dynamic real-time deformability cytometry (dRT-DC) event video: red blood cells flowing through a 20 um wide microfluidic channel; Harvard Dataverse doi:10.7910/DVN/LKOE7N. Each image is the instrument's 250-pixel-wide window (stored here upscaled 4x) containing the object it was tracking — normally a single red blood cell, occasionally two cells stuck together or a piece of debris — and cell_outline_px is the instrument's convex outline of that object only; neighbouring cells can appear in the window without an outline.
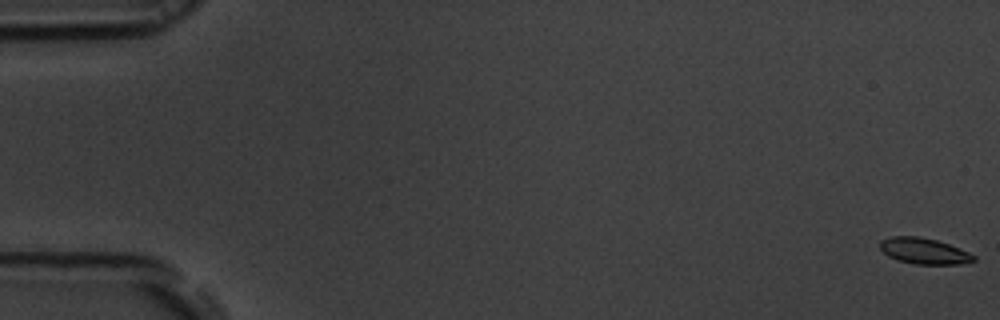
{"species": "common noctule bat (a hibernating species)", "species_latin": "Nyctalus noctula", "temperature_condition": "room temperature", "stored_images_in_passage": 54, "camera_frame_rate_fps": 3000, "um_per_image_px": 0.085, "animal": {"sex": "male", "body_mass_g": 19.5, "forearm_length_mm": 54.6}, "frame": {"image": 1, "passage_image": 1, "time_ms": 0.0, "image_size_px": [1000, 320], "cell_outline_px": [[976, 260], [960, 264], [916, 264], [896, 260], [888, 256], [880, 248], [880, 240], [892, 236], [916, 236], [936, 240], [948, 244], [968, 252], [976, 256]], "centroid_in_image_um": [78.52, 21.34], "position_along_channel_um": 6.5, "area_um2": 14.1}}
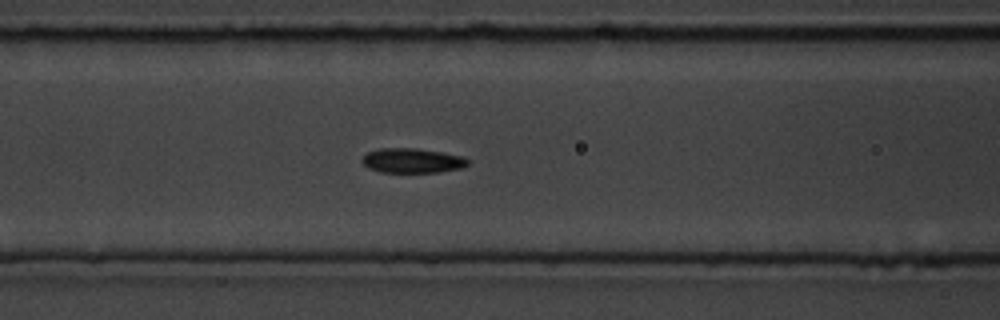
{"frame": {"image": 2, "passage_image": 23, "time_ms": 7.333, "image_size_px": [1000, 320], "cell_outline_px": [[468, 164], [464, 168], [436, 172], [380, 172], [368, 168], [360, 160], [368, 152], [380, 148], [416, 148], [464, 156], [468, 160]], "centroid_in_image_um": [35.04, 13.65], "position_along_channel_um": 131.6, "area_um2": 15.2}}
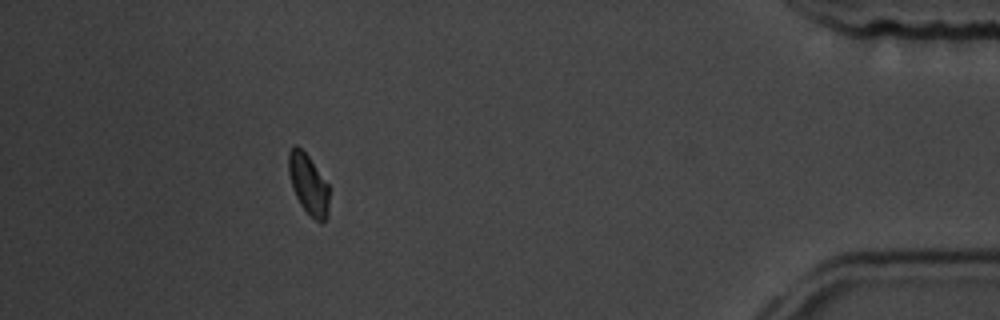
{"frame": {"image": 3, "passage_image": 49, "time_ms": 16.0, "image_size_px": [1000, 320], "cell_outline_px": [[328, 216], [320, 224], [300, 204], [292, 188], [288, 172], [288, 152], [292, 144], [296, 144], [308, 156], [328, 184]], "centroid_in_image_um": [26.19, 15.63], "position_along_channel_um": 409.0, "area_um2": 14.16}, "authors_computed_cell_mechanics": {"area_um2": 14.6812, "velocity_mm_per_s": 3.831, "shape_relaxation_time_tau1_ms": 1.9218, "shape_relaxation_time_tau2_ms": 6.4743, "deformation_change_tau1": 0.0988, "deformation_change_tau2": 0.1165}}